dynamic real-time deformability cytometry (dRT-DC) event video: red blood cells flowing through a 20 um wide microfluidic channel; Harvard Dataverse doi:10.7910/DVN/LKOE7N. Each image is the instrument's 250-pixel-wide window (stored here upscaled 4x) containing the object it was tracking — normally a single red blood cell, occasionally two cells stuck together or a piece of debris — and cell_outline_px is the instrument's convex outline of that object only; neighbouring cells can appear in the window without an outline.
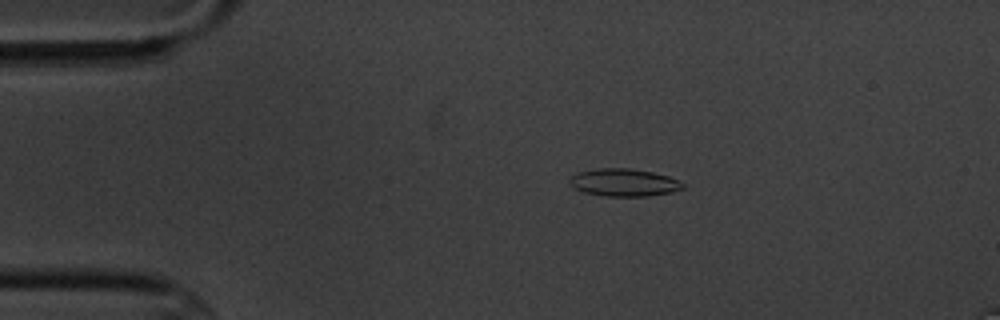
{"species": "common noctule bat (a hibernating species)", "species_latin": "Nyctalus noctula", "temperature_condition": "cold", "stored_images_in_passage": 5, "camera_frame_rate_fps": 3000, "um_per_image_px": 0.085, "animal": {"sex": "male", "body_mass_g": 20.1, "forearm_length_mm": 53.5}, "frame": {"image": 1, "passage_image": 1, "time_ms": 0.0, "image_size_px": [1000, 320], "cell_outline_px": [[684, 188], [672, 192], [648, 196], [604, 196], [584, 192], [572, 188], [568, 184], [568, 180], [576, 172], [596, 168], [628, 168], [652, 172], [668, 176], [684, 184]], "centroid_in_image_um": [52.97, 15.51], "position_along_channel_um": 32.0, "area_um2": 18.32}}
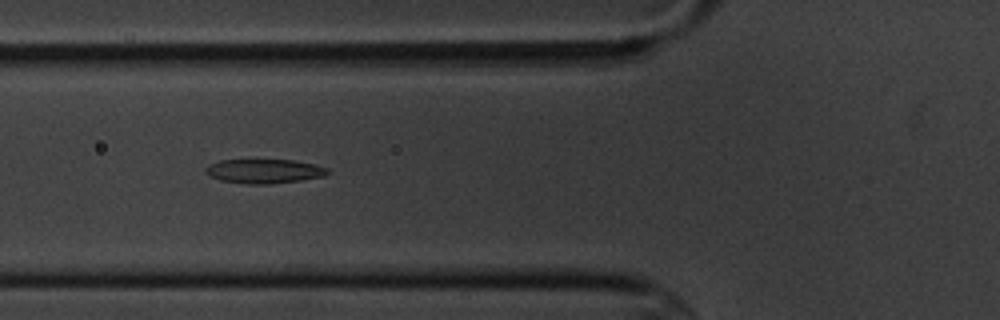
{"frame": {"image": 2, "passage_image": 4, "time_ms": 3.333, "image_size_px": [1000, 320], "cell_outline_px": [[328, 172], [324, 176], [300, 180], [272, 184], [244, 184], [220, 180], [204, 172], [204, 168], [208, 164], [220, 160], [292, 160], [316, 164], [328, 168]], "centroid_in_image_um": [22.43, 14.55], "position_along_channel_um": 103.4, "area_um2": 17.28}}
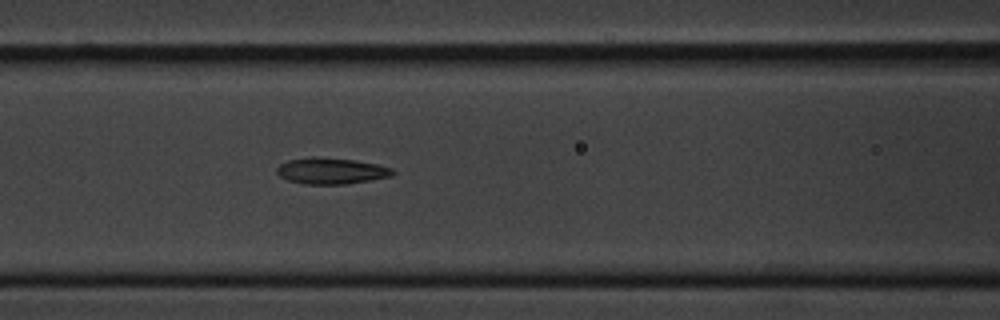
{"frame": {"image": 3, "passage_image": 5, "time_ms": 4.333, "image_size_px": [1000, 320], "cell_outline_px": [[396, 172], [392, 176], [372, 180], [344, 184], [304, 184], [288, 180], [280, 176], [276, 172], [276, 168], [280, 164], [288, 160], [312, 156], [356, 160], [376, 164], [392, 168]], "centroid_in_image_um": [28.16, 14.52], "position_along_channel_um": 138.4, "area_um2": 17.8}}